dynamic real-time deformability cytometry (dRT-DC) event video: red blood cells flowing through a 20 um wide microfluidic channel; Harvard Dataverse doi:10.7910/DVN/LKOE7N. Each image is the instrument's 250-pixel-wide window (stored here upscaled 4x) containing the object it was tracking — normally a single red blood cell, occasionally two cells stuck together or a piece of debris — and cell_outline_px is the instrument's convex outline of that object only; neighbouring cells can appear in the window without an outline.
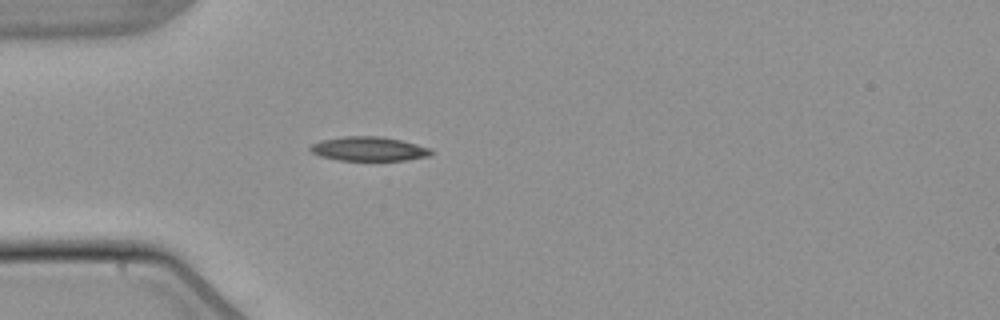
{"species": "common noctule bat (a hibernating species)", "species_latin": "Nyctalus noctula", "temperature_condition": "warm", "stored_images_in_passage": 20, "camera_frame_rate_fps": 3000, "um_per_image_px": 0.085, "animal": {"sex": "male", "body_mass_g": 21.5, "forearm_length_mm": 52.0}, "frame": {"image": 1, "passage_image": 15, "time_ms": 4.667, "image_size_px": [1000, 320], "cell_outline_px": [[432, 156], [404, 160], [340, 160], [320, 156], [312, 152], [308, 148], [312, 144], [320, 140], [344, 136], [380, 136], [400, 140], [432, 148]], "centroid_in_image_um": [31.36, 12.65], "position_along_channel_um": 53.6, "area_um2": 17.05}}